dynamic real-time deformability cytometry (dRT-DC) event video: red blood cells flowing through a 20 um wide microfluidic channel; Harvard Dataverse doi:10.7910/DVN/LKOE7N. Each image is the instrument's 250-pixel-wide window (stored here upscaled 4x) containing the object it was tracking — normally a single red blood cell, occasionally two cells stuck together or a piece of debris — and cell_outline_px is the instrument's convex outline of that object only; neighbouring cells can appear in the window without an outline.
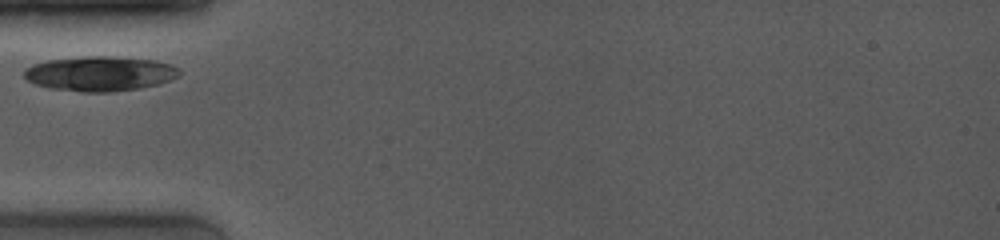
{"species": "common noctule bat (a hibernating species)", "species_latin": "Nyctalus noctula", "temperature_condition": "room temperature", "stored_images_in_passage": 2, "camera_frame_rate_fps": 4000, "um_per_image_px": 0.085, "animal": {"sex": "female", "body_mass_g": 19.0, "forearm_length_mm": 53.3}, "frame": {"image": 1, "passage_image": 1, "time_ms": 0.0, "image_size_px": [1000, 240], "cell_outline_px": [[180, 76], [156, 84], [140, 88], [112, 92], [84, 92], [48, 88], [36, 84], [28, 80], [24, 76], [24, 68], [32, 64], [48, 60], [88, 56], [112, 56], [156, 60], [180, 68]], "centroid_in_image_um": [8.48, 6.26], "position_along_channel_um": 76.5, "area_um2": 31.5}}